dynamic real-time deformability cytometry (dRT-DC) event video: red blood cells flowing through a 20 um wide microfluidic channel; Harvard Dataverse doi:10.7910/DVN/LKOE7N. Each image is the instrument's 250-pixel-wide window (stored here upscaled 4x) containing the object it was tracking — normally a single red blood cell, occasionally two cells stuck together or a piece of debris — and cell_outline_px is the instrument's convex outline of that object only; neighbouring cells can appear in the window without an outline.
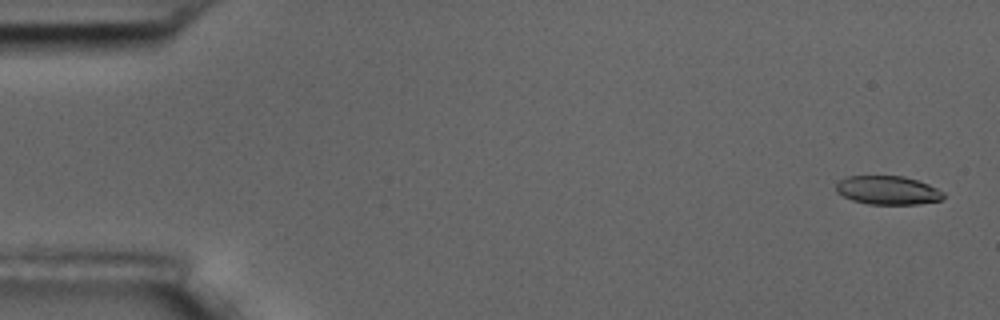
{"species": "common noctule bat (a hibernating species)", "species_latin": "Nyctalus noctula", "temperature_condition": "room temperature", "stored_images_in_passage": 6, "camera_frame_rate_fps": 3000, "um_per_image_px": 0.085, "animal": {"sex": "male", "body_mass_g": 17.5, "forearm_length_mm": 52.3}, "frame": {"image": 1, "passage_image": 1, "time_ms": 0.0, "image_size_px": [1000, 320], "cell_outline_px": [[944, 196], [940, 200], [920, 204], [868, 204], [852, 200], [836, 192], [836, 184], [840, 180], [848, 176], [904, 176], [928, 184], [944, 192]], "centroid_in_image_um": [75.45, 16.17], "position_along_channel_um": 9.5, "area_um2": 17.86}}
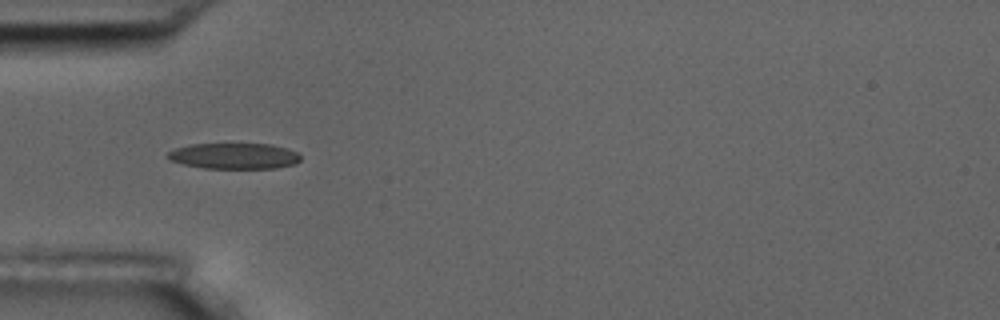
{"frame": {"image": 2, "passage_image": 5, "time_ms": 5.333, "image_size_px": [1000, 320], "cell_outline_px": [[300, 160], [296, 164], [276, 168], [204, 168], [184, 164], [172, 160], [168, 156], [168, 152], [176, 148], [192, 144], [272, 144], [288, 148], [296, 152], [300, 156]], "centroid_in_image_um": [19.96, 13.25], "position_along_channel_um": 65.0, "area_um2": 19.88}}